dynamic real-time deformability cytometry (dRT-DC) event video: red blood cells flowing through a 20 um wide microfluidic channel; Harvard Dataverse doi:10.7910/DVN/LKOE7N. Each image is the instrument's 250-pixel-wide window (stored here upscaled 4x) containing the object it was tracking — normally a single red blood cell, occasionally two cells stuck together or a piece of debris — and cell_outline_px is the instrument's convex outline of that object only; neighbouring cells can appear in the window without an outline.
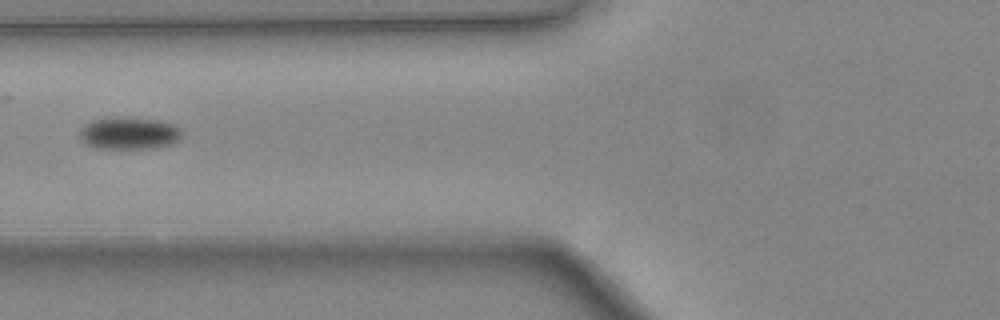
{"species": "common noctule bat (a hibernating species)", "species_latin": "Nyctalus noctula", "temperature_condition": "warm", "stored_images_in_passage": 19, "camera_frame_rate_fps": 3000, "um_per_image_px": 0.085, "animal": {"sex": "female", "body_mass_g": 24.6, "forearm_length_mm": 56.2}, "frame": {"image": 1, "passage_image": 14, "time_ms": 4.333, "image_size_px": [1000, 320], "cell_outline_px": [[180, 136], [172, 144], [152, 148], [92, 148], [84, 144], [80, 140], [80, 128], [84, 124], [92, 120], [112, 116], [120, 116], [164, 120], [180, 128]], "centroid_in_image_um": [10.91, 11.3], "position_along_channel_um": 114.9, "area_um2": 19.59}}
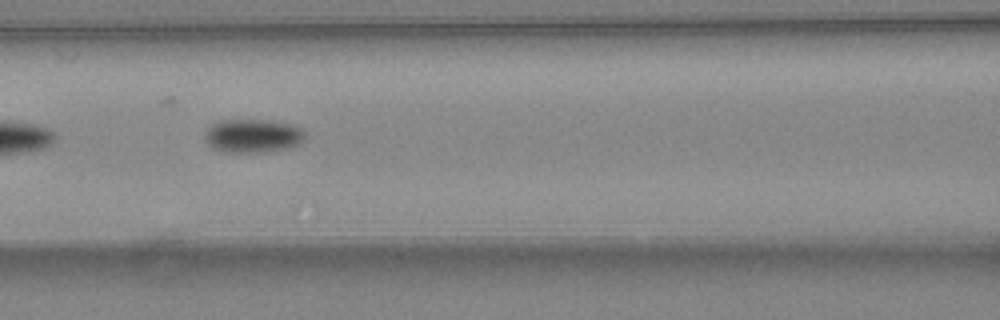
{"frame": {"image": 2, "passage_image": 16, "time_ms": 5.0, "image_size_px": [1000, 320], "cell_outline_px": [[304, 140], [300, 144], [288, 148], [256, 152], [228, 152], [212, 148], [208, 144], [204, 136], [208, 128], [212, 124], [220, 120], [264, 120], [292, 124], [300, 128], [304, 132]], "centroid_in_image_um": [21.48, 11.54], "position_along_channel_um": 145.1, "area_um2": 19.42}}